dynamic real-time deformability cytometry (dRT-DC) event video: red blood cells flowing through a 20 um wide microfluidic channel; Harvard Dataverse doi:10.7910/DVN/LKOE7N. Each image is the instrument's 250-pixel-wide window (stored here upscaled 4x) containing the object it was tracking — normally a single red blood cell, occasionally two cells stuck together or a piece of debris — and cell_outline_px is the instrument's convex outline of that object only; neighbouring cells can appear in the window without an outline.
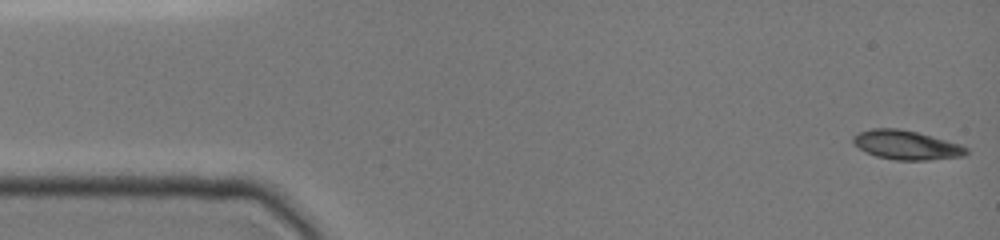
{"species": "common noctule bat (a hibernating species)", "species_latin": "Nyctalus noctula", "temperature_condition": "cold", "stored_images_in_passage": 5, "camera_frame_rate_fps": 3000, "um_per_image_px": 0.085, "animal": {"sex": "female", "body_mass_g": 19.0, "forearm_length_mm": 51.5}, "frame": {"image": 1, "passage_image": 1, "time_ms": 0.0, "image_size_px": [1000, 240], "cell_outline_px": [[968, 152], [964, 156], [928, 160], [896, 160], [876, 156], [860, 148], [852, 140], [852, 136], [860, 132], [872, 128], [900, 128], [916, 132], [960, 144], [968, 148]], "centroid_in_image_um": [77.05, 12.32], "position_along_channel_um": 7.9, "area_um2": 19.02}}
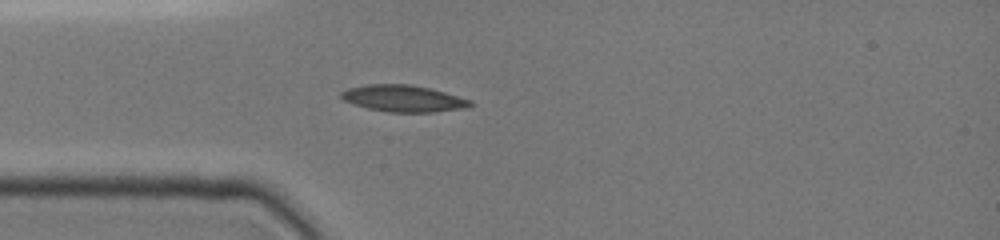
{"frame": {"image": 2, "passage_image": 5, "time_ms": 4.0, "image_size_px": [1000, 240], "cell_outline_px": [[472, 104], [464, 108], [432, 112], [388, 112], [368, 108], [344, 100], [340, 96], [340, 92], [348, 88], [368, 84], [408, 84], [428, 88], [444, 92], [472, 100]], "centroid_in_image_um": [34.27, 8.36], "position_along_channel_um": 50.7, "area_um2": 19.77}}